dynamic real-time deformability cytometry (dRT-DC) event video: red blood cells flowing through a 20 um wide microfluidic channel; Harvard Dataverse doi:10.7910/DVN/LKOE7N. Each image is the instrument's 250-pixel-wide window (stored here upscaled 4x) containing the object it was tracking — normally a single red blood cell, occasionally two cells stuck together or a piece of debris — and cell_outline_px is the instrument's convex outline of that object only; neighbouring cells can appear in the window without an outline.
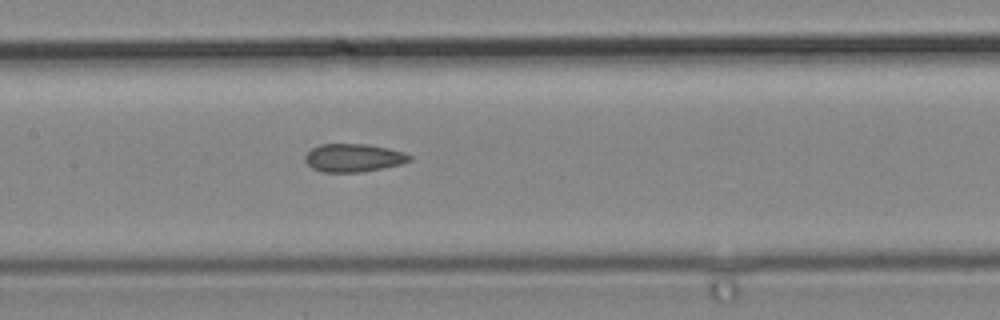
{"species": "common noctule bat (a hibernating species)", "species_latin": "Nyctalus noctula", "temperature_condition": "cold", "stored_images_in_passage": 8, "camera_frame_rate_fps": 3000, "um_per_image_px": 0.085, "animal": {"sex": "male", "body_mass_g": 19.2, "forearm_length_mm": 51.8}, "frame": {"image": 1, "passage_image": 8, "time_ms": 2.333, "image_size_px": [1000, 320], "cell_outline_px": [[412, 160], [400, 164], [360, 172], [324, 172], [312, 168], [304, 160], [304, 156], [312, 148], [320, 144], [368, 144], [388, 148], [404, 152], [412, 156]], "centroid_in_image_um": [30.04, 13.4], "position_along_channel_um": 177.4, "area_um2": 17.05}}